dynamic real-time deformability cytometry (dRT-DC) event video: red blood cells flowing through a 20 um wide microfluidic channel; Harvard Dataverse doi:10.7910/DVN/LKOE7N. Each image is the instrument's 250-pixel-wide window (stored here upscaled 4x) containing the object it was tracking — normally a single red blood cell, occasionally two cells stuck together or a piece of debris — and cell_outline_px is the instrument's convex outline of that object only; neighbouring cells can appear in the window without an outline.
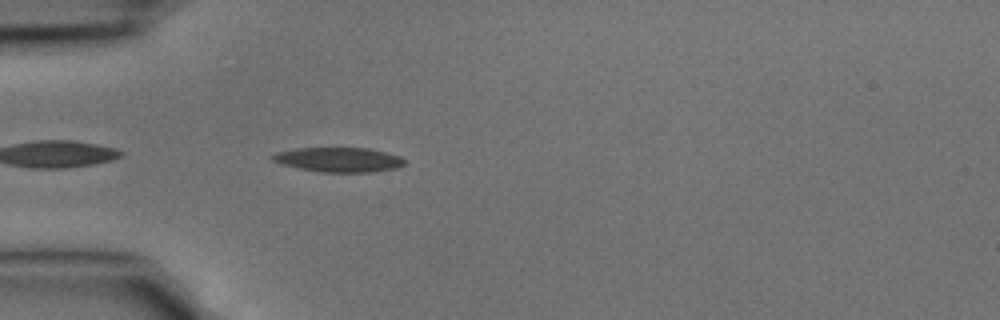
{"species": "common noctule bat (a hibernating species)", "species_latin": "Nyctalus noctula", "temperature_condition": "cold", "stored_images_in_passage": 6, "camera_frame_rate_fps": 3000, "um_per_image_px": 0.085, "animal": {"sex": "male", "body_mass_g": 15.6}, "frame": {"image": 1, "passage_image": 2, "time_ms": 0.333, "image_size_px": [1000, 320], "cell_outline_px": [[404, 164], [396, 168], [372, 172], [320, 172], [300, 168], [284, 164], [272, 160], [268, 156], [276, 152], [296, 148], [368, 148], [400, 156], [404, 160]], "centroid_in_image_um": [28.77, 13.57], "position_along_channel_um": 56.2, "area_um2": 18.79}}